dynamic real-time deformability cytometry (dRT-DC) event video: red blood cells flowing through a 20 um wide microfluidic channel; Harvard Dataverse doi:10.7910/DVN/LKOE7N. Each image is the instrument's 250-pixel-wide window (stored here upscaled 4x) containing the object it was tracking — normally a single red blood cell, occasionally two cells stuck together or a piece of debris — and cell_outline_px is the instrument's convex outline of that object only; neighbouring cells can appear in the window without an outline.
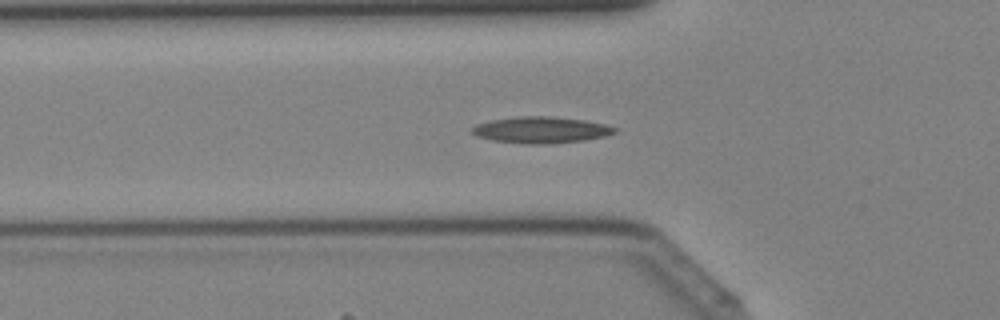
{"species": "Egyptian fruit bat (a non-hibernating species)", "species_latin": "Rousettus aegyptiacus", "temperature_condition": "cold", "stored_images_in_passage": 34, "camera_frame_rate_fps": 3000, "um_per_image_px": 0.085, "animal": {"sex": "female"}, "frame": {"image": 1, "passage_image": 12, "time_ms": 3.667, "image_size_px": [1000, 320], "cell_outline_px": [[616, 132], [604, 136], [584, 140], [548, 144], [524, 144], [492, 140], [476, 136], [472, 132], [472, 128], [476, 124], [492, 120], [516, 116], [552, 116], [584, 120], [604, 124], [616, 128]], "centroid_in_image_um": [45.96, 11.04], "position_along_channel_um": 79.8, "area_um2": 21.91}}
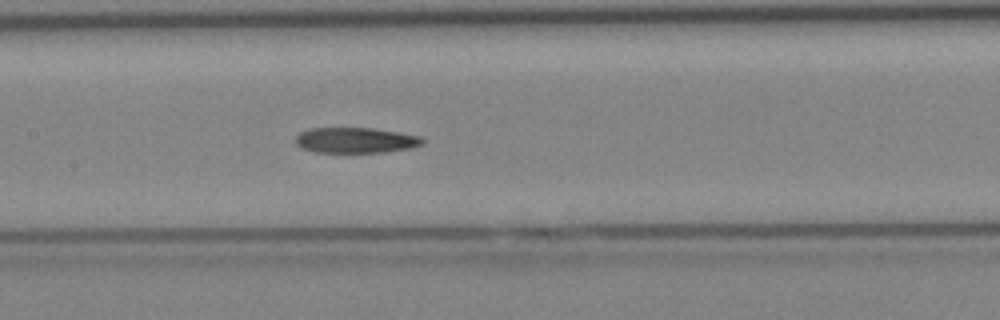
{"frame": {"image": 2, "passage_image": 18, "time_ms": 5.667, "image_size_px": [1000, 320], "cell_outline_px": [[424, 144], [408, 148], [380, 152], [316, 152], [304, 148], [296, 144], [296, 136], [300, 132], [312, 128], [372, 128], [400, 132], [420, 136], [424, 140]], "centroid_in_image_um": [30.24, 11.91], "position_along_channel_um": 177.2, "area_um2": 18.67}}
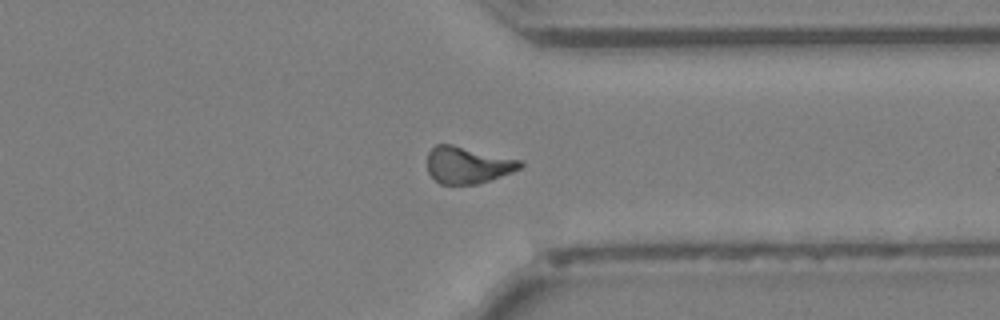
{"frame": {"image": 3, "passage_image": 30, "time_ms": 9.667, "image_size_px": [1000, 320], "cell_outline_px": [[524, 164], [520, 168], [512, 172], [476, 184], [440, 184], [428, 172], [428, 152], [436, 144], [452, 144], [524, 160]], "centroid_in_image_um": [39.78, 14.01], "position_along_channel_um": 371.6, "area_um2": 19.94}}